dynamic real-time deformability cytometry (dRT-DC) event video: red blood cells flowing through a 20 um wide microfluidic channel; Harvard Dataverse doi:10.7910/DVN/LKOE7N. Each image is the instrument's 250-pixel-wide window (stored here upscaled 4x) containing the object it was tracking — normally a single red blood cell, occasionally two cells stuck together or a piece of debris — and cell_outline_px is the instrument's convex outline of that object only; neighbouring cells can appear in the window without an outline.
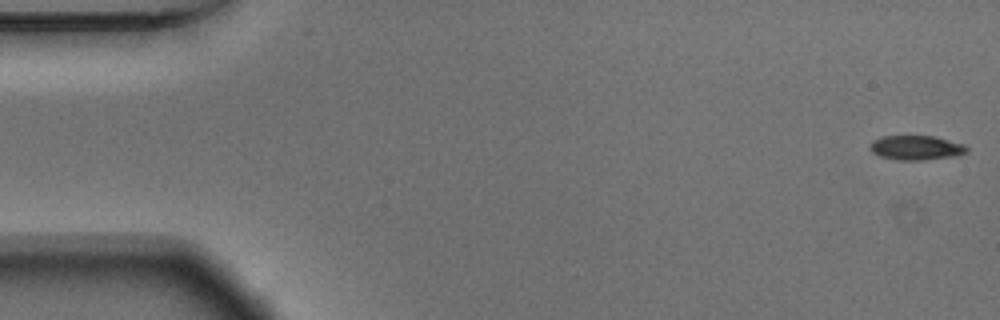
{"species": "Egyptian fruit bat (a non-hibernating species)", "species_latin": "Rousettus aegyptiacus", "temperature_condition": "warm", "stored_images_in_passage": 54, "camera_frame_rate_fps": 3000, "um_per_image_px": 0.085, "animal": {"sex": "male"}, "frame": {"image": 1, "passage_image": 1, "time_ms": 0.0, "image_size_px": [1000, 320], "cell_outline_px": [[968, 152], [960, 156], [920, 160], [896, 160], [880, 156], [872, 152], [868, 148], [868, 144], [872, 140], [880, 136], [932, 136], [964, 144], [968, 148]], "centroid_in_image_um": [77.85, 12.56], "position_along_channel_um": 7.1, "area_um2": 14.05}}
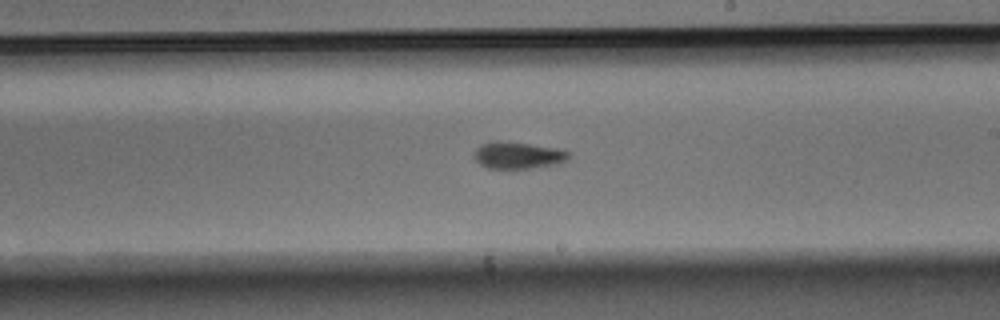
{"frame": {"image": 2, "passage_image": 31, "time_ms": 10.0, "image_size_px": [1000, 320], "cell_outline_px": [[572, 156], [568, 160], [556, 164], [532, 168], [488, 168], [480, 164], [472, 156], [476, 148], [480, 144], [496, 140], [500, 140], [560, 148], [572, 152]], "centroid_in_image_um": [44.06, 13.18], "position_along_channel_um": 244.9, "area_um2": 15.14}}
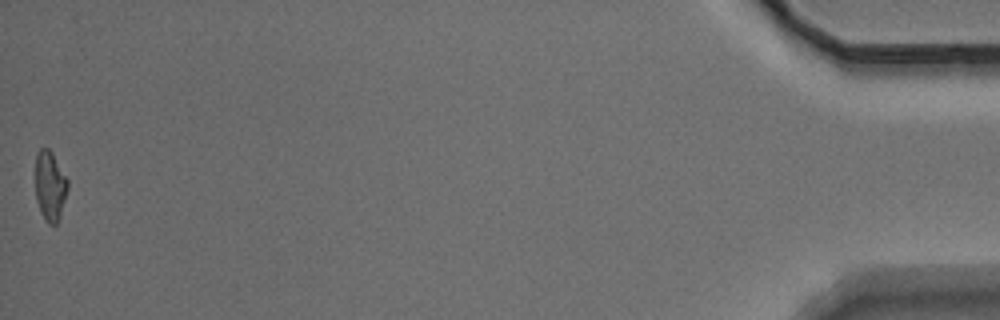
{"frame": {"image": 3, "passage_image": 54, "time_ms": 17.667, "image_size_px": [1000, 320], "cell_outline_px": [[68, 188], [60, 216], [56, 224], [48, 224], [44, 220], [40, 212], [36, 200], [36, 152], [40, 148], [48, 148], [52, 152], [68, 180]], "centroid_in_image_um": [4.25, 15.81], "position_along_channel_um": 431.0, "area_um2": 13.18}, "authors_computed_cell_mechanics": {"area_um2": 14.4789, "velocity_mm_per_s": 3.7299, "shape_relaxation_time_tau1_ms": 2.7951, "shape_relaxation_time_tau2_ms": 6.8466, "deformation_change_tau1": 0.1551, "deformation_change_tau2": 0.1587}}